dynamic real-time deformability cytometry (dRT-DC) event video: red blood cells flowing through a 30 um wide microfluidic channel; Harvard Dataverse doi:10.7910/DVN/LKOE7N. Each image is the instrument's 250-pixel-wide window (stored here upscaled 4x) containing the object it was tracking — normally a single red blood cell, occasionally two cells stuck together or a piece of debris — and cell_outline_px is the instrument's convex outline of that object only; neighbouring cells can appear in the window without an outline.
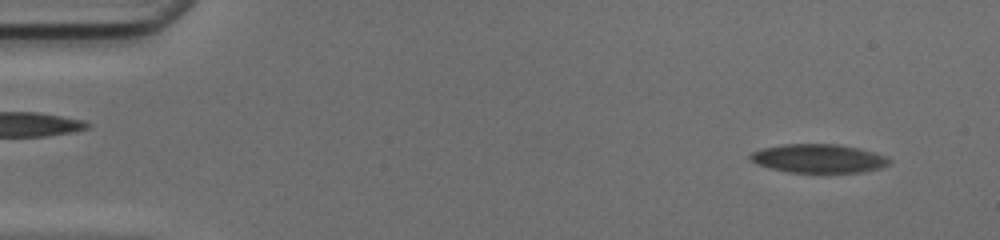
{"species": "common noctule bat (a hibernating species)", "species_latin": "Nyctalus noctula", "temperature_condition": "cold", "stored_images_in_passage": 50, "camera_frame_rate_fps": 3000, "um_per_image_px": 0.085, "animal": {"sex": "female", "body_mass_g": 17.0, "forearm_length_mm": 48.0}, "frame": {"image": 1, "passage_image": 3, "time_ms": 0.667, "image_size_px": [1000, 240], "cell_outline_px": [[892, 160], [888, 164], [880, 168], [860, 172], [788, 172], [756, 164], [748, 156], [752, 152], [764, 148], [784, 144], [836, 144], [860, 148], [888, 156]], "centroid_in_image_um": [69.61, 13.46], "position_along_channel_um": 15.4, "area_um2": 23.12}}
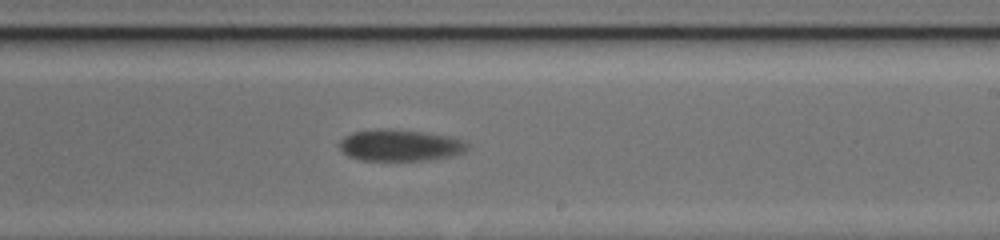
{"frame": {"image": 2, "passage_image": 30, "time_ms": 9.667, "image_size_px": [1000, 240], "cell_outline_px": [[468, 148], [464, 152], [452, 156], [428, 160], [360, 160], [348, 156], [336, 144], [344, 136], [352, 132], [376, 128], [392, 128], [424, 132], [452, 136], [464, 140], [468, 144]], "centroid_in_image_um": [33.99, 12.33], "position_along_channel_um": 255.0, "area_um2": 23.99}}
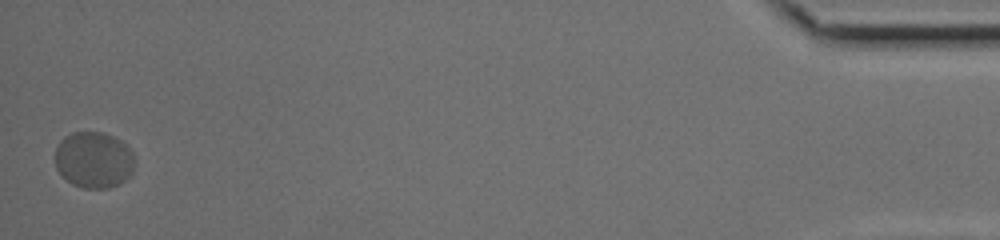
{"frame": {"image": 3, "passage_image": 50, "time_ms": 16.333, "image_size_px": [1000, 240], "cell_outline_px": [[132, 172], [120, 184], [108, 188], [84, 188], [72, 184], [56, 168], [56, 148], [60, 140], [64, 136], [72, 132], [104, 132], [120, 140], [132, 152]], "centroid_in_image_um": [7.95, 13.58], "position_along_channel_um": 427.3, "area_um2": 25.84}, "authors_computed_cell_mechanics": {"area_um2": 24.3338, "velocity_mm_per_s": 4.0156, "shape_relaxation_time_tau1_ms": 1.7264, "shape_relaxation_time_tau2_ms": null, "deformation_change_tau1": 0.0611, "deformation_change_tau2": null}}